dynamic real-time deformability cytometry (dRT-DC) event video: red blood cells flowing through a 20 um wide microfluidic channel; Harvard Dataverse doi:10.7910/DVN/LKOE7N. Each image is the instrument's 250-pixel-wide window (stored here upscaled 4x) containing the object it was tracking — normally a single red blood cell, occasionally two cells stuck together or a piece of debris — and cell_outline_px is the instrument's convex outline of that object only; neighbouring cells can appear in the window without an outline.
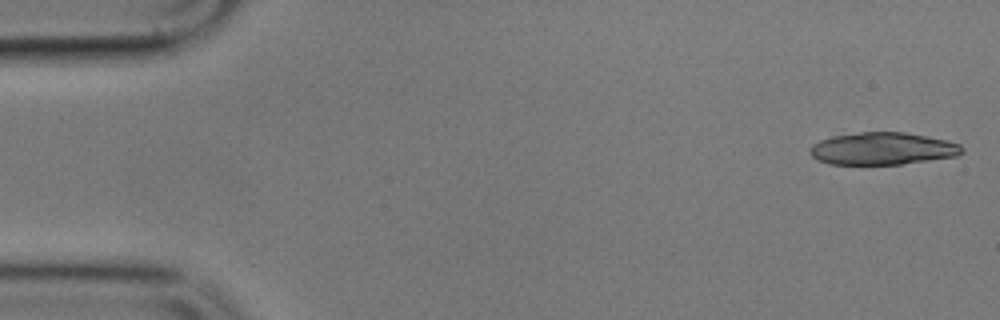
{"species": "common noctule bat (a hibernating species)", "species_latin": "Nyctalus noctula", "temperature_condition": "cold", "stored_images_in_passage": 6, "camera_frame_rate_fps": 3000, "um_per_image_px": 0.085, "animal": {"sex": "male", "body_mass_g": 17.9}, "frame": {"image": 1, "passage_image": 1, "time_ms": 0.0, "image_size_px": [1000, 320], "cell_outline_px": [[964, 152], [956, 156], [900, 164], [828, 164], [816, 160], [808, 152], [808, 148], [812, 144], [820, 140], [832, 136], [860, 132], [904, 132], [948, 140], [960, 144], [964, 148]], "centroid_in_image_um": [74.99, 12.63], "position_along_channel_um": 10.0, "area_um2": 28.78}}